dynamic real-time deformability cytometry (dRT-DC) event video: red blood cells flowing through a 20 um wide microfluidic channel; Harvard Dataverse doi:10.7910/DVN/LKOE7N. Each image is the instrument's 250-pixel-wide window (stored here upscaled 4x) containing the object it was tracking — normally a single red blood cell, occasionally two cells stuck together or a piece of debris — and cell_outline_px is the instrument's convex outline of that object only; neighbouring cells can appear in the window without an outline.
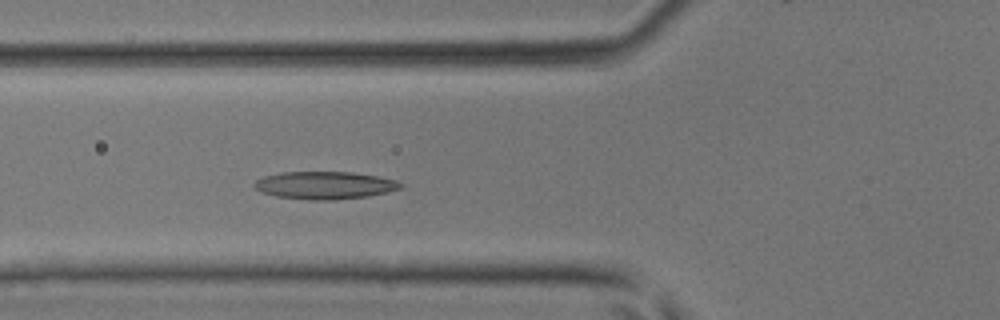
{"species": "common noctule bat (a hibernating species)", "species_latin": "Nyctalus noctula", "temperature_condition": "room temperature", "stored_images_in_passage": 43, "segment_of_instrument_passage": [1, 2], "camera_frame_rate_fps": 3000, "um_per_image_px": 0.085, "animal": {"sex": "male", "body_mass_g": 17.9, "forearm_length_mm": 54.2}, "frame": {"image": 1, "passage_image": 15, "time_ms": 4.667, "image_size_px": [1000, 320], "cell_outline_px": [[404, 188], [388, 192], [368, 196], [332, 200], [316, 200], [276, 196], [260, 192], [252, 184], [256, 180], [264, 176], [280, 172], [352, 172], [376, 176], [396, 180], [404, 184]], "centroid_in_image_um": [27.62, 15.74], "position_along_channel_um": 98.2, "area_um2": 23.58}}
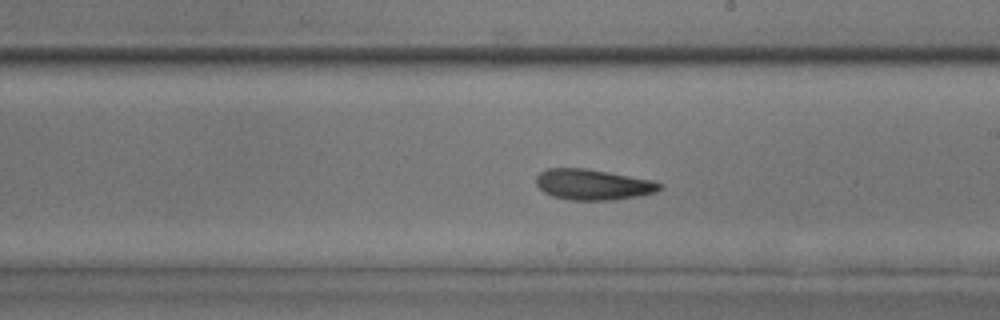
{"frame": {"image": 2, "passage_image": 24, "time_ms": 7.667, "image_size_px": [1000, 320], "cell_outline_px": [[664, 184], [656, 192], [640, 196], [612, 200], [572, 200], [552, 196], [544, 192], [536, 184], [536, 176], [540, 172], [548, 168], [584, 168], [648, 180]], "centroid_in_image_um": [50.36, 15.7], "position_along_channel_um": 238.6, "area_um2": 21.79}}
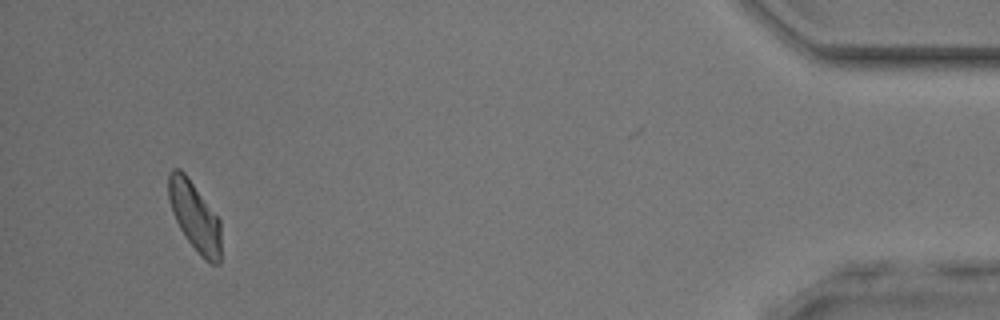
{"frame": {"image": 3, "passage_image": 40, "time_ms": 13.0, "image_size_px": [1000, 320], "cell_outline_px": [[220, 264], [212, 264], [204, 260], [200, 256], [184, 236], [172, 212], [168, 200], [168, 172], [172, 168], [180, 168], [184, 172], [220, 220]], "centroid_in_image_um": [16.52, 18.4], "position_along_channel_um": 418.7, "area_um2": 21.15}}